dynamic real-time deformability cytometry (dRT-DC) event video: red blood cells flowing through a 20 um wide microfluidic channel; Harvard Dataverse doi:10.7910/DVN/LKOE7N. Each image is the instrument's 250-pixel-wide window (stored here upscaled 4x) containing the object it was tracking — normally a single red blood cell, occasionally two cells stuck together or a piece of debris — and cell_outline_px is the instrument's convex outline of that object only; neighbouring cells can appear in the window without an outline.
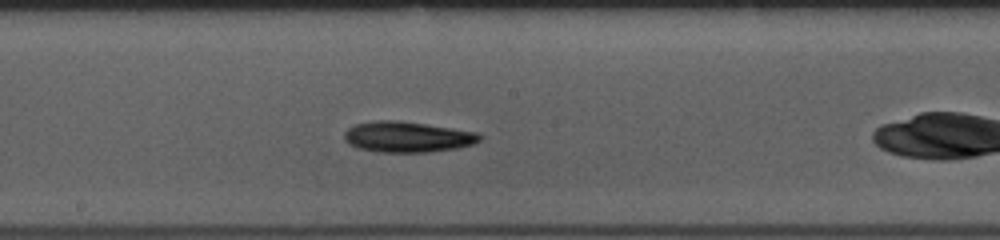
{"species": "common noctule bat (a hibernating species)", "species_latin": "Nyctalus noctula", "temperature_condition": "room temperature", "stored_images_in_passage": 35, "camera_frame_rate_fps": 3000, "um_per_image_px": 0.085, "animal": {"sex": "female", "body_mass_g": 10.0, "forearm_length_mm": 53.1}, "frame": {"image": 1, "passage_image": 14, "time_ms": 4.333, "image_size_px": [1000, 240], "cell_outline_px": [[484, 136], [480, 140], [472, 144], [456, 148], [428, 152], [380, 152], [360, 148], [348, 144], [344, 140], [344, 132], [352, 124], [376, 120], [400, 120], [480, 132]], "centroid_in_image_um": [34.63, 11.62], "position_along_channel_um": 213.6, "area_um2": 24.51}}
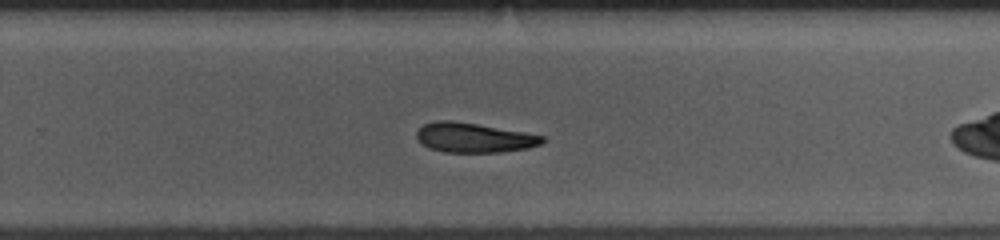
{"frame": {"image": 2, "passage_image": 20, "time_ms": 6.333, "image_size_px": [1000, 240], "cell_outline_px": [[544, 140], [540, 144], [528, 148], [500, 152], [444, 152], [428, 148], [420, 144], [416, 136], [416, 132], [424, 124], [436, 120], [448, 120], [476, 124], [524, 132], [544, 136]], "centroid_in_image_um": [40.23, 11.71], "position_along_channel_um": 289.6, "area_um2": 21.62}}
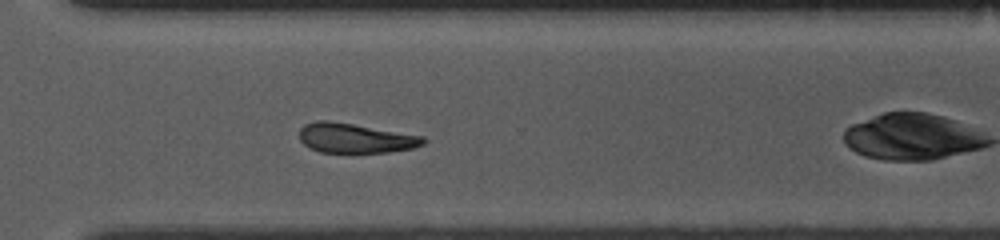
{"frame": {"image": 3, "passage_image": 24, "time_ms": 7.667, "image_size_px": [1000, 240], "cell_outline_px": [[424, 144], [412, 148], [388, 152], [320, 152], [308, 148], [300, 140], [300, 128], [304, 124], [316, 120], [328, 120], [424, 136]], "centroid_in_image_um": [30.15, 11.74], "position_along_channel_um": 340.4, "area_um2": 21.27}}